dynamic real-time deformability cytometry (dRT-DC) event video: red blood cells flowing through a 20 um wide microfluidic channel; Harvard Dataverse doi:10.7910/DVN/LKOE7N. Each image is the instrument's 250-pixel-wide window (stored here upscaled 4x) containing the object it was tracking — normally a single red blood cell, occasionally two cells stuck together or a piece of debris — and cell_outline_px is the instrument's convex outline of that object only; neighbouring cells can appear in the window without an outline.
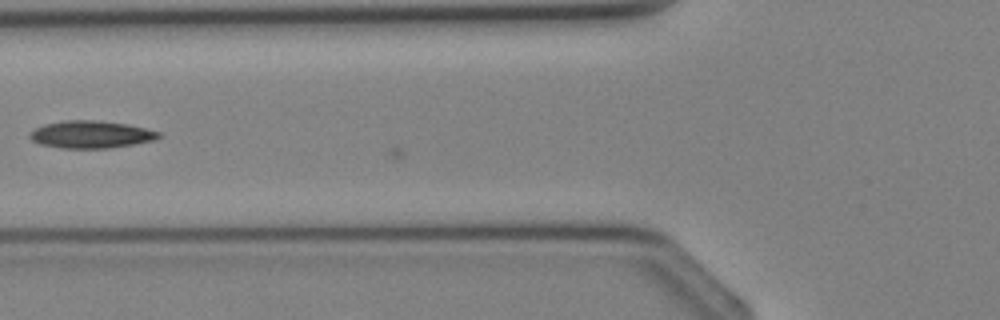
{"species": "Egyptian fruit bat (a non-hibernating species)", "species_latin": "Rousettus aegyptiacus", "temperature_condition": "cold", "stored_images_in_passage": 16, "camera_frame_rate_fps": 3000, "um_per_image_px": 0.085, "animal": {"sex": "female"}, "frame": {"image": 1, "passage_image": 15, "time_ms": 4.667, "image_size_px": [1000, 320], "cell_outline_px": [[160, 136], [152, 140], [132, 144], [108, 148], [60, 148], [40, 144], [32, 140], [28, 136], [36, 128], [44, 124], [64, 120], [96, 120], [128, 124], [160, 132]], "centroid_in_image_um": [7.7, 11.42], "position_along_channel_um": 118.1, "area_um2": 20.35}}